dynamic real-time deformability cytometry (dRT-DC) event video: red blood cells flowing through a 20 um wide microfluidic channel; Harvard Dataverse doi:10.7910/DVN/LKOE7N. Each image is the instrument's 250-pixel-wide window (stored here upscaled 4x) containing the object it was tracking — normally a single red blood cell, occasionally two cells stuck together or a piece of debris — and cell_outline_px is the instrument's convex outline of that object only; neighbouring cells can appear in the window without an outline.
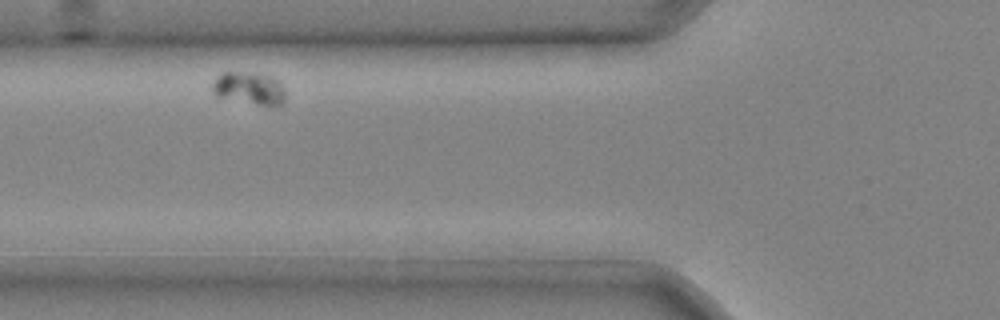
{"species": "common noctule bat (a hibernating species)", "species_latin": "Nyctalus noctula", "temperature_condition": "cold", "stored_images_in_passage": 3, "camera_frame_rate_fps": 3000, "um_per_image_px": 0.085, "animal": {"sex": "male", "body_mass_g": 20.4}, "frame": {"image": 1, "passage_image": 2, "time_ms": 0.333, "image_size_px": [1000, 320], "cell_outline_px": [[284, 100], [280, 104], [256, 104], [216, 96], [212, 92], [212, 84], [216, 76], [224, 72], [232, 72], [272, 76], [280, 80], [284, 88]], "centroid_in_image_um": [21.16, 7.49], "position_along_channel_um": 104.6, "area_um2": 13.53}}
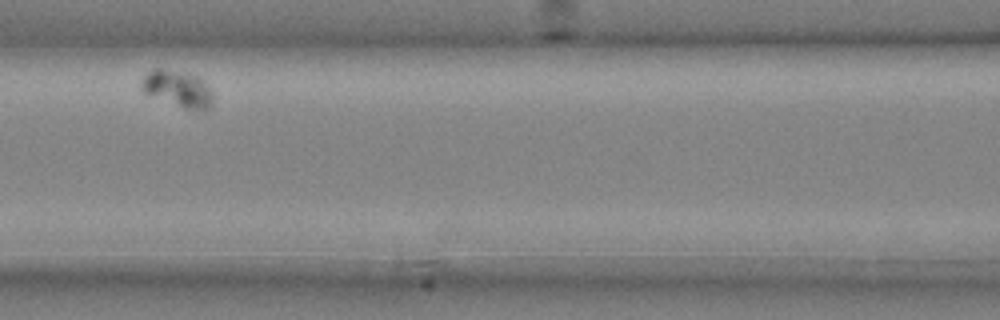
{"frame": {"image": 2, "passage_image": 3, "time_ms": 0.667, "image_size_px": [1000, 320], "cell_outline_px": [[212, 100], [208, 108], [188, 108], [144, 92], [140, 88], [140, 80], [152, 68], [160, 68], [196, 76], [208, 88], [212, 96]], "centroid_in_image_um": [15.02, 7.49], "position_along_channel_um": 151.6, "area_um2": 14.16}}